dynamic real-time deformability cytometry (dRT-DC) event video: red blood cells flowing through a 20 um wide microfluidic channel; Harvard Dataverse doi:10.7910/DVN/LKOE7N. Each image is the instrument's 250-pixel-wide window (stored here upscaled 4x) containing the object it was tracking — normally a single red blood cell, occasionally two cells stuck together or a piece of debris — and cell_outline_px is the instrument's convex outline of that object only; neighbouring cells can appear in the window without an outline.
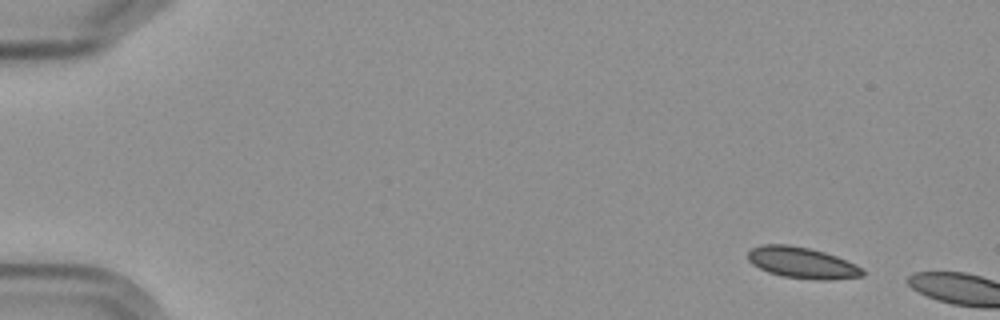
{"species": "Egyptian fruit bat (a non-hibernating species)", "species_latin": "Rousettus aegyptiacus", "temperature_condition": "cold", "stored_images_in_passage": 6, "segment_of_instrument_passage": [2, 2], "camera_frame_rate_fps": 3000, "um_per_image_px": 0.085, "frame": {"image": 1, "passage_image": 6, "time_ms": 7.0, "image_size_px": [1000, 320], "cell_outline_px": [[864, 276], [832, 280], [816, 280], [784, 276], [768, 272], [752, 264], [748, 260], [748, 252], [752, 248], [764, 244], [788, 244], [808, 248], [824, 252], [836, 256], [856, 264], [864, 272]], "centroid_in_image_um": [68.18, 22.34], "position_along_channel_um": 16.8, "area_um2": 20.75}}